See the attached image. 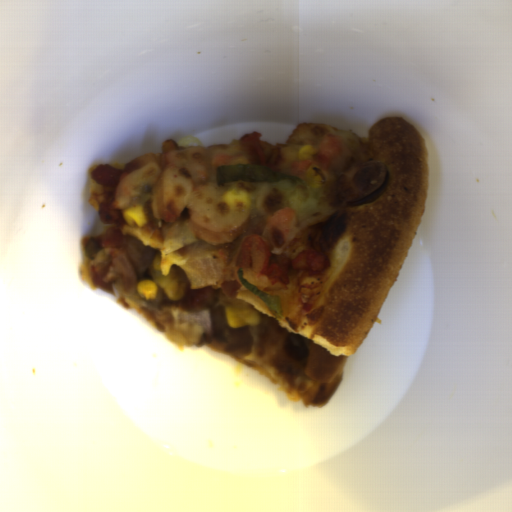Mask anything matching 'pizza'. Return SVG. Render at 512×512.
Listing matches in <instances>:
<instances>
[{
    "label": "pizza",
    "mask_w": 512,
    "mask_h": 512,
    "mask_svg": "<svg viewBox=\"0 0 512 512\" xmlns=\"http://www.w3.org/2000/svg\"><path fill=\"white\" fill-rule=\"evenodd\" d=\"M95 225L84 283L132 309L179 350L206 346L322 408L379 316L422 225L423 137L402 117L358 136L298 124L227 144L143 153L88 172ZM142 207L146 224L122 215ZM150 279L155 299L137 295Z\"/></svg>",
    "instance_id": "1"
}]
</instances>
